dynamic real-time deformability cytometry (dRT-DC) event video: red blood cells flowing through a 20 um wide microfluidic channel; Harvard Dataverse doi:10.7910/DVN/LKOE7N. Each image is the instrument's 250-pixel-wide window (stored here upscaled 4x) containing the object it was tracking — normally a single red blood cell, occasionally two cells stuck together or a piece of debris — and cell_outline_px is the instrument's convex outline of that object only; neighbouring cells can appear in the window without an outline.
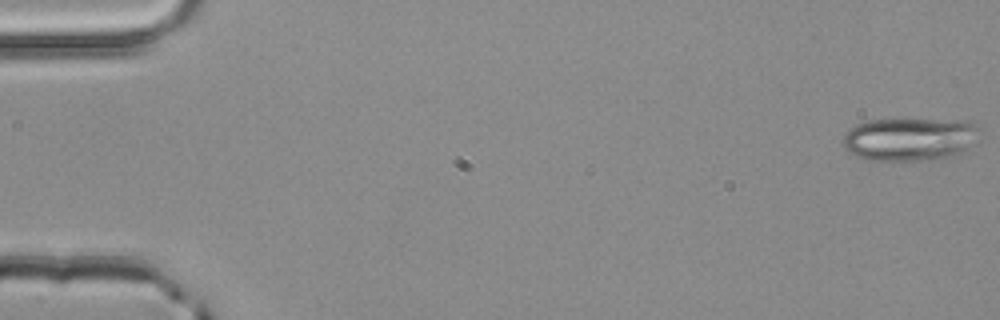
{"species": "common noctule bat (a hibernating species)", "species_latin": "Nyctalus noctula", "temperature_condition": "room temperature", "stored_images_in_passage": 52, "camera_frame_rate_fps": 3000, "um_per_image_px": 0.085, "animal": {"sex": "male", "body_mass_g": 20.4}, "frame": {"image": 1, "passage_image": 1, "time_ms": 0.0, "image_size_px": [1000, 320], "cell_outline_px": [[980, 128], [976, 144], [952, 156], [936, 160], [868, 160], [856, 156], [848, 152], [844, 148], [844, 132], [856, 124], [868, 120], [964, 120], [976, 124]], "centroid_in_image_um": [77.35, 11.83], "position_along_channel_um": 7.6, "area_um2": 34.62}}
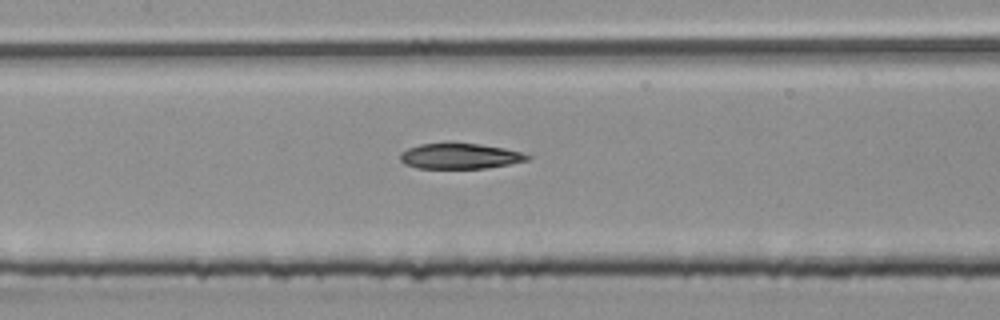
{"frame": {"image": 2, "passage_image": 25, "time_ms": 8.0, "image_size_px": [1000, 320], "cell_outline_px": [[532, 156], [528, 160], [488, 168], [416, 168], [404, 164], [400, 160], [400, 152], [408, 148], [420, 144], [480, 144], [504, 148], [520, 152]], "centroid_in_image_um": [39.07, 13.28], "position_along_channel_um": 168.3, "area_um2": 18.67}}
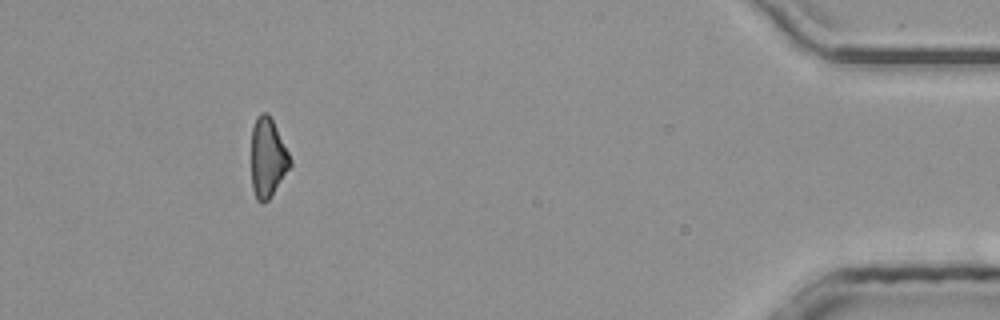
{"frame": {"image": 3, "passage_image": 48, "time_ms": 15.667, "image_size_px": [1000, 320], "cell_outline_px": [[292, 164], [268, 200], [264, 204], [260, 204], [256, 200], [252, 188], [252, 128], [256, 116], [260, 112], [264, 112], [272, 120], [292, 160]], "centroid_in_image_um": [22.74, 13.44], "position_along_channel_um": 412.5, "area_um2": 17.74}, "authors_computed_cell_mechanics": {"area_um2": 19.8832, "velocity_mm_per_s": 4.0359, "shape_relaxation_time_tau1_ms": null, "shape_relaxation_time_tau2_ms": 10.6623, "deformation_change_tau1": null, "deformation_change_tau2": 0.2238}}